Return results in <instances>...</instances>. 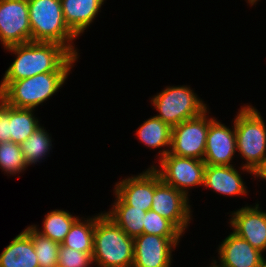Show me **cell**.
<instances>
[{
  "label": "cell",
  "mask_w": 266,
  "mask_h": 267,
  "mask_svg": "<svg viewBox=\"0 0 266 267\" xmlns=\"http://www.w3.org/2000/svg\"><path fill=\"white\" fill-rule=\"evenodd\" d=\"M249 4H251V6L254 5V3L256 4V2H258V0H247Z\"/></svg>",
  "instance_id": "1f68e13d"
},
{
  "label": "cell",
  "mask_w": 266,
  "mask_h": 267,
  "mask_svg": "<svg viewBox=\"0 0 266 267\" xmlns=\"http://www.w3.org/2000/svg\"><path fill=\"white\" fill-rule=\"evenodd\" d=\"M159 164V169L154 165L152 167L161 180L186 196H188L189 188L204 184L206 164L203 160L181 157L168 152L159 160Z\"/></svg>",
  "instance_id": "52a82bcc"
},
{
  "label": "cell",
  "mask_w": 266,
  "mask_h": 267,
  "mask_svg": "<svg viewBox=\"0 0 266 267\" xmlns=\"http://www.w3.org/2000/svg\"><path fill=\"white\" fill-rule=\"evenodd\" d=\"M189 197L161 181L156 187L151 210L170 220L182 233L191 221Z\"/></svg>",
  "instance_id": "30bf717a"
},
{
  "label": "cell",
  "mask_w": 266,
  "mask_h": 267,
  "mask_svg": "<svg viewBox=\"0 0 266 267\" xmlns=\"http://www.w3.org/2000/svg\"><path fill=\"white\" fill-rule=\"evenodd\" d=\"M11 141L9 105L0 97V143Z\"/></svg>",
  "instance_id": "f1b7e54d"
},
{
  "label": "cell",
  "mask_w": 266,
  "mask_h": 267,
  "mask_svg": "<svg viewBox=\"0 0 266 267\" xmlns=\"http://www.w3.org/2000/svg\"><path fill=\"white\" fill-rule=\"evenodd\" d=\"M252 174L255 177H260L266 180V156L261 160V162L252 170Z\"/></svg>",
  "instance_id": "f546056e"
},
{
  "label": "cell",
  "mask_w": 266,
  "mask_h": 267,
  "mask_svg": "<svg viewBox=\"0 0 266 267\" xmlns=\"http://www.w3.org/2000/svg\"><path fill=\"white\" fill-rule=\"evenodd\" d=\"M27 167L20 144L12 141L0 143V168L5 173L20 174Z\"/></svg>",
  "instance_id": "4316f807"
},
{
  "label": "cell",
  "mask_w": 266,
  "mask_h": 267,
  "mask_svg": "<svg viewBox=\"0 0 266 267\" xmlns=\"http://www.w3.org/2000/svg\"><path fill=\"white\" fill-rule=\"evenodd\" d=\"M116 200L109 212H105L128 236L134 238L143 234V223L147 211L126 205L116 194Z\"/></svg>",
  "instance_id": "d6986e66"
},
{
  "label": "cell",
  "mask_w": 266,
  "mask_h": 267,
  "mask_svg": "<svg viewBox=\"0 0 266 267\" xmlns=\"http://www.w3.org/2000/svg\"><path fill=\"white\" fill-rule=\"evenodd\" d=\"M34 109L9 106L11 141L17 144L24 142L41 125L33 115Z\"/></svg>",
  "instance_id": "7402d4cb"
},
{
  "label": "cell",
  "mask_w": 266,
  "mask_h": 267,
  "mask_svg": "<svg viewBox=\"0 0 266 267\" xmlns=\"http://www.w3.org/2000/svg\"><path fill=\"white\" fill-rule=\"evenodd\" d=\"M259 208L257 203L232 212L230 224L236 235L263 253L266 250V212Z\"/></svg>",
  "instance_id": "4fadbf2b"
},
{
  "label": "cell",
  "mask_w": 266,
  "mask_h": 267,
  "mask_svg": "<svg viewBox=\"0 0 266 267\" xmlns=\"http://www.w3.org/2000/svg\"><path fill=\"white\" fill-rule=\"evenodd\" d=\"M133 267H170L176 244L168 237L152 234L136 236Z\"/></svg>",
  "instance_id": "7c38bea8"
},
{
  "label": "cell",
  "mask_w": 266,
  "mask_h": 267,
  "mask_svg": "<svg viewBox=\"0 0 266 267\" xmlns=\"http://www.w3.org/2000/svg\"><path fill=\"white\" fill-rule=\"evenodd\" d=\"M69 72H46L12 81L0 97L15 108L34 109L52 97L67 80Z\"/></svg>",
  "instance_id": "5b68a950"
},
{
  "label": "cell",
  "mask_w": 266,
  "mask_h": 267,
  "mask_svg": "<svg viewBox=\"0 0 266 267\" xmlns=\"http://www.w3.org/2000/svg\"><path fill=\"white\" fill-rule=\"evenodd\" d=\"M151 101L159 112L155 117L171 127L195 118L207 110L206 104L185 85L169 86L155 95Z\"/></svg>",
  "instance_id": "8992f818"
},
{
  "label": "cell",
  "mask_w": 266,
  "mask_h": 267,
  "mask_svg": "<svg viewBox=\"0 0 266 267\" xmlns=\"http://www.w3.org/2000/svg\"><path fill=\"white\" fill-rule=\"evenodd\" d=\"M24 231L32 239L39 267H52L57 265L58 251L61 244L41 235L32 225L24 229Z\"/></svg>",
  "instance_id": "d4e9b609"
},
{
  "label": "cell",
  "mask_w": 266,
  "mask_h": 267,
  "mask_svg": "<svg viewBox=\"0 0 266 267\" xmlns=\"http://www.w3.org/2000/svg\"><path fill=\"white\" fill-rule=\"evenodd\" d=\"M31 42H55L78 57L73 40L78 36L67 26L61 0H28Z\"/></svg>",
  "instance_id": "3957f363"
},
{
  "label": "cell",
  "mask_w": 266,
  "mask_h": 267,
  "mask_svg": "<svg viewBox=\"0 0 266 267\" xmlns=\"http://www.w3.org/2000/svg\"><path fill=\"white\" fill-rule=\"evenodd\" d=\"M210 267H222V266L220 264L217 265L216 260H214V262L212 263V266H210Z\"/></svg>",
  "instance_id": "d6a6232c"
},
{
  "label": "cell",
  "mask_w": 266,
  "mask_h": 267,
  "mask_svg": "<svg viewBox=\"0 0 266 267\" xmlns=\"http://www.w3.org/2000/svg\"><path fill=\"white\" fill-rule=\"evenodd\" d=\"M143 233L170 238L178 245L182 232L168 219L153 210H148L143 223Z\"/></svg>",
  "instance_id": "484cf974"
},
{
  "label": "cell",
  "mask_w": 266,
  "mask_h": 267,
  "mask_svg": "<svg viewBox=\"0 0 266 267\" xmlns=\"http://www.w3.org/2000/svg\"><path fill=\"white\" fill-rule=\"evenodd\" d=\"M95 222L96 216L87 218L83 222L78 218L61 244L76 251L93 254Z\"/></svg>",
  "instance_id": "44dd1931"
},
{
  "label": "cell",
  "mask_w": 266,
  "mask_h": 267,
  "mask_svg": "<svg viewBox=\"0 0 266 267\" xmlns=\"http://www.w3.org/2000/svg\"><path fill=\"white\" fill-rule=\"evenodd\" d=\"M16 59L6 70L0 93L12 82L46 72H70L78 57L55 42H28L6 47Z\"/></svg>",
  "instance_id": "6da1fadb"
},
{
  "label": "cell",
  "mask_w": 266,
  "mask_h": 267,
  "mask_svg": "<svg viewBox=\"0 0 266 267\" xmlns=\"http://www.w3.org/2000/svg\"><path fill=\"white\" fill-rule=\"evenodd\" d=\"M93 263V254L60 245L57 262L60 267H91L90 265Z\"/></svg>",
  "instance_id": "83f0119b"
},
{
  "label": "cell",
  "mask_w": 266,
  "mask_h": 267,
  "mask_svg": "<svg viewBox=\"0 0 266 267\" xmlns=\"http://www.w3.org/2000/svg\"><path fill=\"white\" fill-rule=\"evenodd\" d=\"M259 267H266V259L263 257Z\"/></svg>",
  "instance_id": "4dcf8cb0"
},
{
  "label": "cell",
  "mask_w": 266,
  "mask_h": 267,
  "mask_svg": "<svg viewBox=\"0 0 266 267\" xmlns=\"http://www.w3.org/2000/svg\"><path fill=\"white\" fill-rule=\"evenodd\" d=\"M77 219L78 217L73 216L64 210L56 209L45 215L43 220V230L39 231L40 229H38L36 225L32 226L41 235L61 244Z\"/></svg>",
  "instance_id": "603a6c76"
},
{
  "label": "cell",
  "mask_w": 266,
  "mask_h": 267,
  "mask_svg": "<svg viewBox=\"0 0 266 267\" xmlns=\"http://www.w3.org/2000/svg\"><path fill=\"white\" fill-rule=\"evenodd\" d=\"M52 140L44 127L37 128L24 142L20 144L27 166L36 164L43 159L52 147Z\"/></svg>",
  "instance_id": "cb8c5ba5"
},
{
  "label": "cell",
  "mask_w": 266,
  "mask_h": 267,
  "mask_svg": "<svg viewBox=\"0 0 266 267\" xmlns=\"http://www.w3.org/2000/svg\"><path fill=\"white\" fill-rule=\"evenodd\" d=\"M134 240L105 213L96 215L93 262L98 267H133Z\"/></svg>",
  "instance_id": "7a4b0ae2"
},
{
  "label": "cell",
  "mask_w": 266,
  "mask_h": 267,
  "mask_svg": "<svg viewBox=\"0 0 266 267\" xmlns=\"http://www.w3.org/2000/svg\"><path fill=\"white\" fill-rule=\"evenodd\" d=\"M136 134L139 140L147 147L162 148L168 147L159 152V159L164 157L171 147L172 127L161 119L153 116L146 121L136 130Z\"/></svg>",
  "instance_id": "ffe728a7"
},
{
  "label": "cell",
  "mask_w": 266,
  "mask_h": 267,
  "mask_svg": "<svg viewBox=\"0 0 266 267\" xmlns=\"http://www.w3.org/2000/svg\"><path fill=\"white\" fill-rule=\"evenodd\" d=\"M159 174L151 168L137 176L122 179L115 184L114 193L128 206L151 210L155 187L161 182Z\"/></svg>",
  "instance_id": "8fae6325"
},
{
  "label": "cell",
  "mask_w": 266,
  "mask_h": 267,
  "mask_svg": "<svg viewBox=\"0 0 266 267\" xmlns=\"http://www.w3.org/2000/svg\"><path fill=\"white\" fill-rule=\"evenodd\" d=\"M218 252L222 267H259L264 257L260 250L234 232L222 241Z\"/></svg>",
  "instance_id": "9a60e30c"
},
{
  "label": "cell",
  "mask_w": 266,
  "mask_h": 267,
  "mask_svg": "<svg viewBox=\"0 0 266 267\" xmlns=\"http://www.w3.org/2000/svg\"><path fill=\"white\" fill-rule=\"evenodd\" d=\"M207 110L201 115L172 127L170 154L203 160L209 124Z\"/></svg>",
  "instance_id": "ba28073f"
},
{
  "label": "cell",
  "mask_w": 266,
  "mask_h": 267,
  "mask_svg": "<svg viewBox=\"0 0 266 267\" xmlns=\"http://www.w3.org/2000/svg\"><path fill=\"white\" fill-rule=\"evenodd\" d=\"M234 168V165H206L203 186L226 196L247 194V186Z\"/></svg>",
  "instance_id": "2e32d148"
},
{
  "label": "cell",
  "mask_w": 266,
  "mask_h": 267,
  "mask_svg": "<svg viewBox=\"0 0 266 267\" xmlns=\"http://www.w3.org/2000/svg\"><path fill=\"white\" fill-rule=\"evenodd\" d=\"M237 152L246 160L241 168L252 174V170L266 156V125L257 109L242 106L234 119Z\"/></svg>",
  "instance_id": "277c9868"
},
{
  "label": "cell",
  "mask_w": 266,
  "mask_h": 267,
  "mask_svg": "<svg viewBox=\"0 0 266 267\" xmlns=\"http://www.w3.org/2000/svg\"><path fill=\"white\" fill-rule=\"evenodd\" d=\"M226 127L214 119L209 124L203 161L206 165L231 166L237 151L235 126Z\"/></svg>",
  "instance_id": "5bb4252c"
},
{
  "label": "cell",
  "mask_w": 266,
  "mask_h": 267,
  "mask_svg": "<svg viewBox=\"0 0 266 267\" xmlns=\"http://www.w3.org/2000/svg\"><path fill=\"white\" fill-rule=\"evenodd\" d=\"M105 0H61L62 12L67 26L77 35L95 19Z\"/></svg>",
  "instance_id": "e0dca14e"
},
{
  "label": "cell",
  "mask_w": 266,
  "mask_h": 267,
  "mask_svg": "<svg viewBox=\"0 0 266 267\" xmlns=\"http://www.w3.org/2000/svg\"><path fill=\"white\" fill-rule=\"evenodd\" d=\"M0 267H39L31 237L22 231L0 254Z\"/></svg>",
  "instance_id": "ac0fdd59"
},
{
  "label": "cell",
  "mask_w": 266,
  "mask_h": 267,
  "mask_svg": "<svg viewBox=\"0 0 266 267\" xmlns=\"http://www.w3.org/2000/svg\"><path fill=\"white\" fill-rule=\"evenodd\" d=\"M0 42L4 48L31 42L28 0H0Z\"/></svg>",
  "instance_id": "9c48e42d"
}]
</instances>
